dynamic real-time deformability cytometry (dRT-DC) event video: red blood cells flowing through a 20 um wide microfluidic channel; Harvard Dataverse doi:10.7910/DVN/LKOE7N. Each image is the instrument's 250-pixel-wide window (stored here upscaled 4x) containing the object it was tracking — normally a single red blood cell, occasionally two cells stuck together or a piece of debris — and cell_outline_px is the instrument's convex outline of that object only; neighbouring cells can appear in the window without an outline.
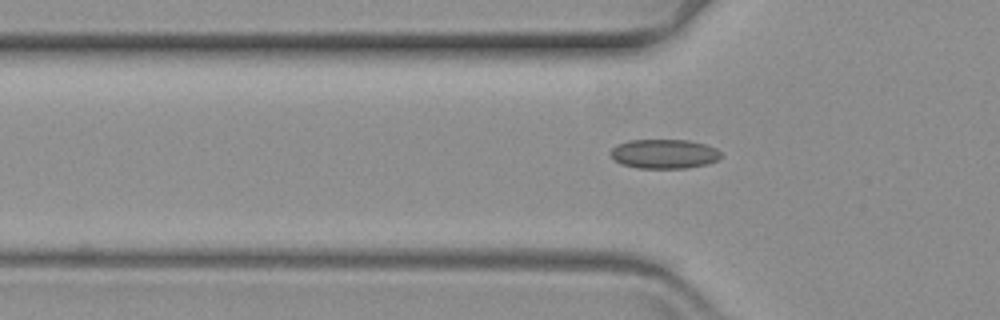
{"species": "common noctule bat (a hibernating species)", "species_latin": "Nyctalus noctula", "temperature_condition": "warm", "stored_images_in_passage": 44, "camera_frame_rate_fps": 3000, "um_per_image_px": 0.085, "animal": {"sex": "female", "body_mass_g": 19.3, "forearm_length_mm": 54.1}, "frame": {"image": 1, "passage_image": 10, "time_ms": 3.0, "image_size_px": [1000, 320], "cell_outline_px": [[720, 156], [716, 160], [708, 164], [688, 168], [636, 168], [620, 164], [608, 152], [616, 144], [628, 140], [688, 140], [704, 144], [716, 148], [720, 152]], "centroid_in_image_um": [56.41, 13.08], "position_along_channel_um": 69.4, "area_um2": 18.96}}
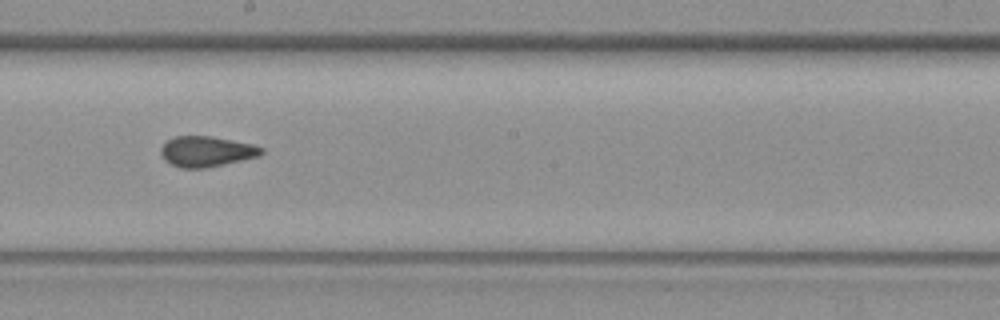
{"frame": {"image": 2, "passage_image": 24, "time_ms": 7.667, "image_size_px": [1000, 320], "cell_outline_px": [[264, 152], [260, 156], [224, 164], [204, 168], [180, 168], [164, 160], [160, 152], [160, 148], [168, 140], [176, 136], [212, 136], [252, 144], [264, 148]], "centroid_in_image_um": [17.56, 12.87], "position_along_channel_um": 230.6, "area_um2": 17.86}}
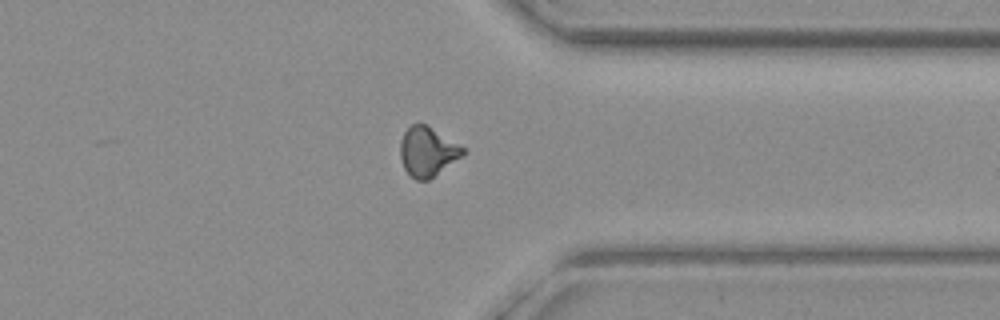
{"frame": {"image": 3, "passage_image": 37, "time_ms": 12.0, "image_size_px": [1000, 320], "cell_outline_px": [[464, 152], [460, 156], [428, 180], [416, 180], [404, 168], [400, 160], [400, 140], [404, 132], [412, 124], [424, 124], [464, 148]], "centroid_in_image_um": [36.27, 12.89], "position_along_channel_um": 375.1, "area_um2": 17.34}}